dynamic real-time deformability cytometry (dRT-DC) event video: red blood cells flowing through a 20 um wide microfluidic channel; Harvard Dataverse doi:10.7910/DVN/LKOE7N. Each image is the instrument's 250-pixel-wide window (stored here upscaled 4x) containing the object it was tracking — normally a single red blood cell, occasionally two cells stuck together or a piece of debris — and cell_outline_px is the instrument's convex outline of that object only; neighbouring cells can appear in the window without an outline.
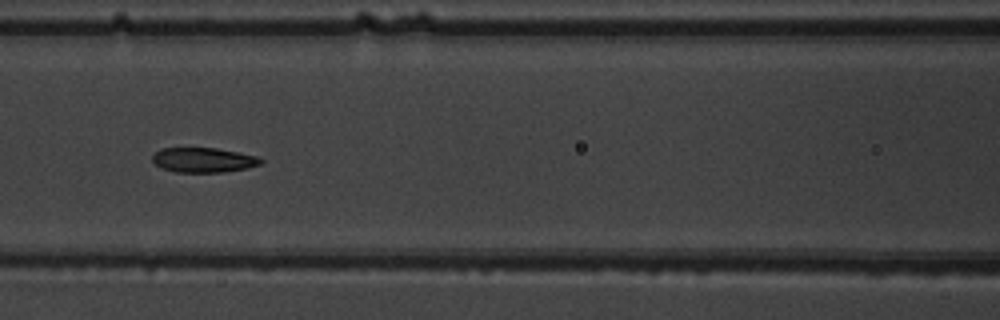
{"species": "common noctule bat (a hibernating species)", "species_latin": "Nyctalus noctula", "temperature_condition": "warm", "stored_images_in_passage": 8, "camera_frame_rate_fps": 3000, "um_per_image_px": 0.085, "animal": {"sex": "male", "body_mass_g": 19.5, "forearm_length_mm": 54.6}, "frame": {"image": 1, "passage_image": 7, "time_ms": 7.0, "image_size_px": [1000, 320], "cell_outline_px": [[264, 160], [260, 164], [248, 168], [224, 172], [176, 172], [160, 168], [152, 160], [152, 156], [160, 148], [216, 148], [256, 156]], "centroid_in_image_um": [17.27, 13.6], "position_along_channel_um": 149.3, "area_um2": 15.61}}
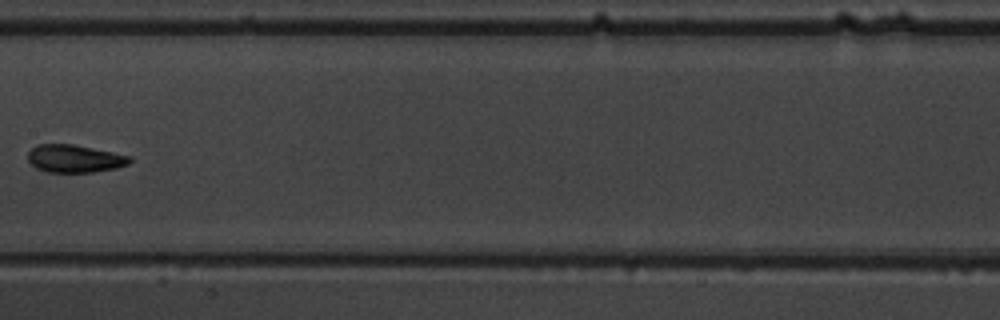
{"frame": {"image": 2, "passage_image": 8, "time_ms": 8.333, "image_size_px": [1000, 320], "cell_outline_px": [[132, 160], [128, 164], [116, 168], [92, 172], [48, 172], [36, 168], [28, 160], [28, 152], [36, 144], [72, 144], [132, 156]], "centroid_in_image_um": [6.34, 13.48], "position_along_channel_um": 201.1, "area_um2": 16.42}}